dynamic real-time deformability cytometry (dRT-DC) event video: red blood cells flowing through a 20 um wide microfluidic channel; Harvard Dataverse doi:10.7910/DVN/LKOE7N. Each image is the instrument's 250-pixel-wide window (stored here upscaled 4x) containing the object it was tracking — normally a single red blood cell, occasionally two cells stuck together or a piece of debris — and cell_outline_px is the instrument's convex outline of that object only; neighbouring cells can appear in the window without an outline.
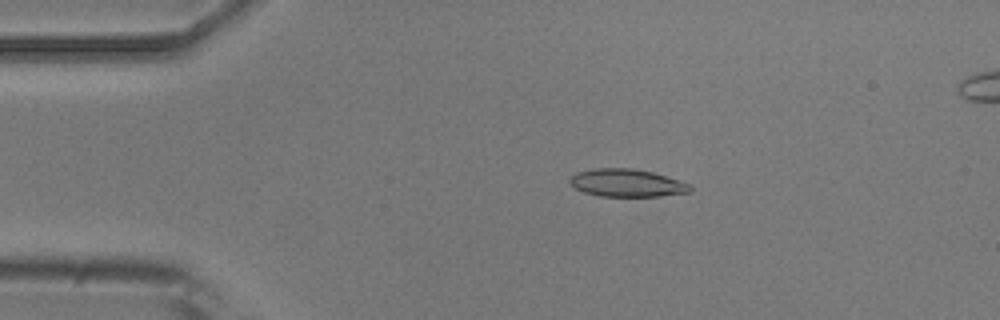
{"species": "common noctule bat (a hibernating species)", "species_latin": "Nyctalus noctula", "temperature_condition": "room temperature", "stored_images_in_passage": 6, "camera_frame_rate_fps": 3000, "um_per_image_px": 0.085, "animal": {"sex": "male", "body_mass_g": 20.5, "forearm_length_mm": 52.5}, "frame": {"image": 1, "passage_image": 3, "time_ms": 2.333, "image_size_px": [1000, 320], "cell_outline_px": [[692, 192], [660, 196], [600, 196], [584, 192], [576, 188], [568, 180], [568, 176], [576, 172], [596, 168], [632, 168], [652, 172], [680, 180], [692, 184]], "centroid_in_image_um": [53.3, 15.54], "position_along_channel_um": 31.7, "area_um2": 19.59}}
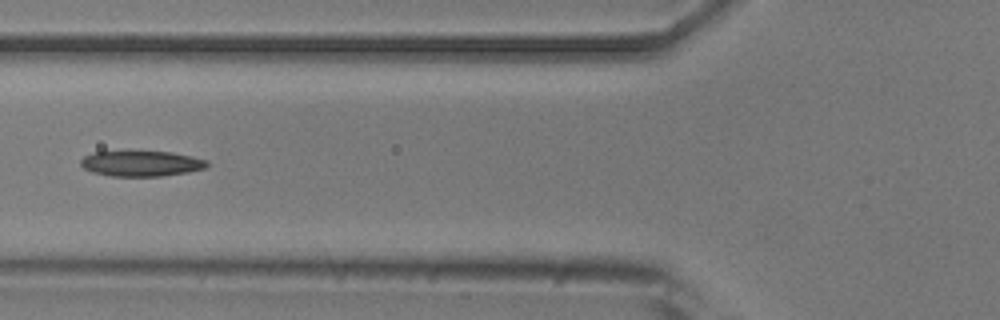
{"frame": {"image": 2, "passage_image": 6, "time_ms": 5.667, "image_size_px": [1000, 320], "cell_outline_px": [[208, 164], [204, 168], [188, 172], [160, 176], [112, 176], [92, 172], [84, 168], [80, 164], [80, 160], [84, 156], [92, 152], [172, 152], [192, 156], [208, 160]], "centroid_in_image_um": [12.0, 13.9], "position_along_channel_um": 113.8, "area_um2": 18.61}}